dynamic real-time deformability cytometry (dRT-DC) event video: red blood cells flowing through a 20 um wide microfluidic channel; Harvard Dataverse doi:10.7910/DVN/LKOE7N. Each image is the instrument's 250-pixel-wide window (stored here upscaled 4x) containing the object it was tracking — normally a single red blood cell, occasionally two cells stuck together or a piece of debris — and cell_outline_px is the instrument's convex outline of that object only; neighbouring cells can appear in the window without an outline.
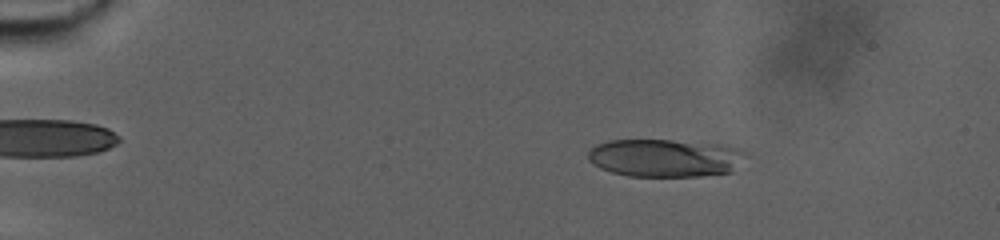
{"species": "human", "species_latin": "Homo sapiens", "temperature_condition": "warm", "stored_images_in_passage": 89, "camera_frame_rate_fps": 3000, "um_per_image_px": 0.085, "donor": {"sex": "male"}, "frame": {"image": 1, "passage_image": 16, "time_ms": 5.0, "image_size_px": [1000, 240], "cell_outline_px": [[744, 152], [732, 172], [700, 176], [628, 176], [612, 172], [600, 168], [592, 164], [588, 160], [588, 152], [596, 144], [608, 140], [672, 140], [724, 144], [736, 148]], "centroid_in_image_um": [56.46, 13.41], "position_along_channel_um": 28.5, "area_um2": 34.68}}
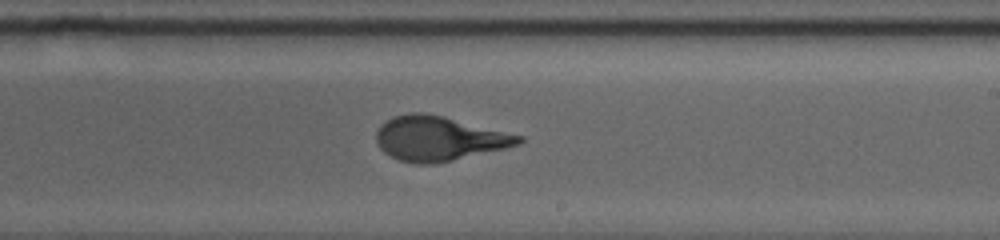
{"frame": {"image": 2, "passage_image": 56, "time_ms": 18.333, "image_size_px": [1000, 240], "cell_outline_px": [[524, 140], [520, 144], [504, 148], [452, 160], [432, 164], [416, 164], [400, 160], [384, 152], [380, 148], [376, 140], [376, 132], [380, 124], [392, 116], [412, 112], [424, 112], [444, 116], [524, 136]], "centroid_in_image_um": [37.28, 11.75], "position_along_channel_um": 251.7, "area_um2": 36.88}}
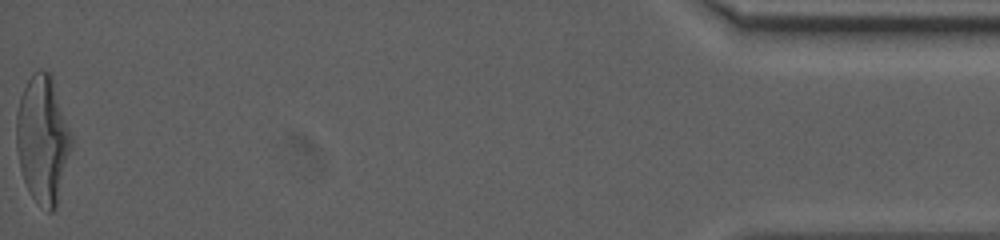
{"frame": {"image": 3, "passage_image": 89, "time_ms": 29.333, "image_size_px": [1000, 240], "cell_outline_px": [[72, 144], [56, 208], [52, 212], [48, 212], [32, 196], [24, 180], [20, 168], [16, 148], [16, 116], [20, 96], [32, 72], [40, 68], [52, 72], [72, 136]], "centroid_in_image_um": [3.63, 11.78], "position_along_channel_um": 431.6, "area_um2": 41.1}, "authors_computed_cell_mechanics": {"area_um2": 36.3562, "velocity_mm_per_s": 2.4014, "shape_relaxation_time_tau1_ms": 9.9604, "shape_relaxation_time_tau2_ms": null, "deformation_change_tau1": 0.3138, "deformation_change_tau2": null}}